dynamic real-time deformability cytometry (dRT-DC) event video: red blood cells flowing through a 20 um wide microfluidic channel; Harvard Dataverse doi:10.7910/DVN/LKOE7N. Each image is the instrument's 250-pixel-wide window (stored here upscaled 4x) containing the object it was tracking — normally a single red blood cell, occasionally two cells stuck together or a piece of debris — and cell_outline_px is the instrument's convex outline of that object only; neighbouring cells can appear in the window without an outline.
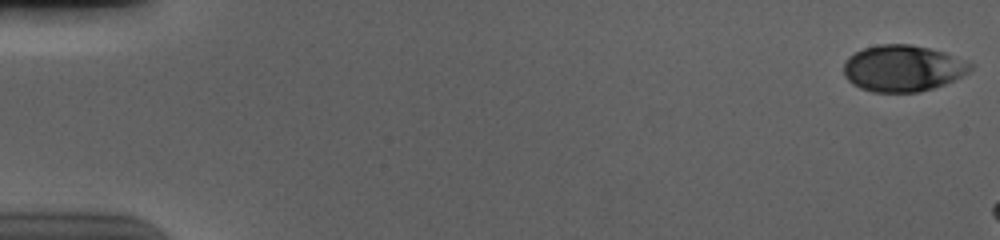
{"species": "human", "species_latin": "Homo sapiens", "temperature_condition": "cold", "stored_images_in_passage": 16, "camera_frame_rate_fps": 3000, "um_per_image_px": 0.085, "donor": {"sex": "male"}, "frame": {"image": 1, "passage_image": 1, "time_ms": 0.0, "image_size_px": [1000, 240], "cell_outline_px": [[976, 64], [968, 72], [944, 84], [920, 92], [872, 92], [860, 88], [852, 84], [844, 76], [844, 60], [848, 56], [864, 48], [880, 44], [912, 44], [944, 52]], "centroid_in_image_um": [76.72, 5.8], "position_along_channel_um": 8.3, "area_um2": 34.33}}
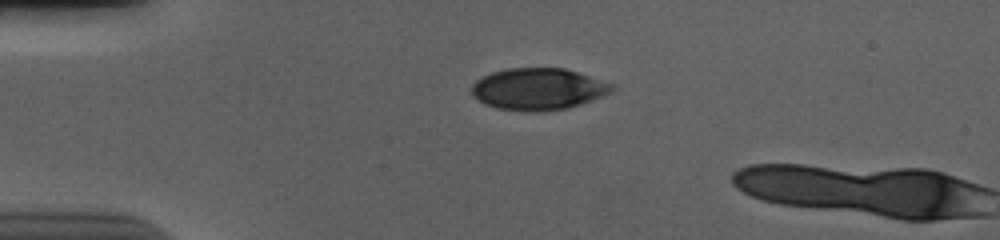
{"frame": {"image": 2, "passage_image": 14, "time_ms": 4.333, "image_size_px": [1000, 240], "cell_outline_px": [[616, 88], [612, 92], [604, 96], [568, 108], [544, 112], [532, 112], [496, 108], [484, 104], [472, 96], [472, 84], [480, 76], [492, 72], [508, 68], [564, 68], [616, 84]], "centroid_in_image_um": [45.76, 7.57], "position_along_channel_um": 39.2, "area_um2": 34.62}}